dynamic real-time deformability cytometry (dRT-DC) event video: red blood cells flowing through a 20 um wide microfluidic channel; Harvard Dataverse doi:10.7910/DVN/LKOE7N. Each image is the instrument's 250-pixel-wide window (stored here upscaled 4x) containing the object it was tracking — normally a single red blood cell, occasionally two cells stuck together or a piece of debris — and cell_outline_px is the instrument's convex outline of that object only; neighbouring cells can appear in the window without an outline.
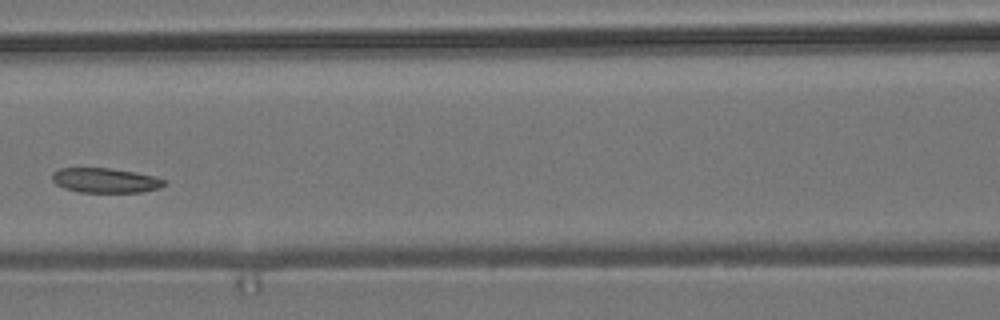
{"species": "common noctule bat (a hibernating species)", "species_latin": "Nyctalus noctula", "temperature_condition": "room temperature", "stored_images_in_passage": 5, "camera_frame_rate_fps": 3000, "um_per_image_px": 0.085, "animal": {"sex": "male", "body_mass_g": 19.2, "forearm_length_mm": 51.8}, "frame": {"image": 1, "passage_image": 5, "time_ms": 5.0, "image_size_px": [1000, 320], "cell_outline_px": [[168, 184], [160, 188], [140, 192], [80, 192], [64, 188], [56, 184], [52, 180], [52, 172], [60, 168], [108, 168], [136, 172], [156, 176], [168, 180]], "centroid_in_image_um": [9.01, 15.33], "position_along_channel_um": 157.6, "area_um2": 16.36}}